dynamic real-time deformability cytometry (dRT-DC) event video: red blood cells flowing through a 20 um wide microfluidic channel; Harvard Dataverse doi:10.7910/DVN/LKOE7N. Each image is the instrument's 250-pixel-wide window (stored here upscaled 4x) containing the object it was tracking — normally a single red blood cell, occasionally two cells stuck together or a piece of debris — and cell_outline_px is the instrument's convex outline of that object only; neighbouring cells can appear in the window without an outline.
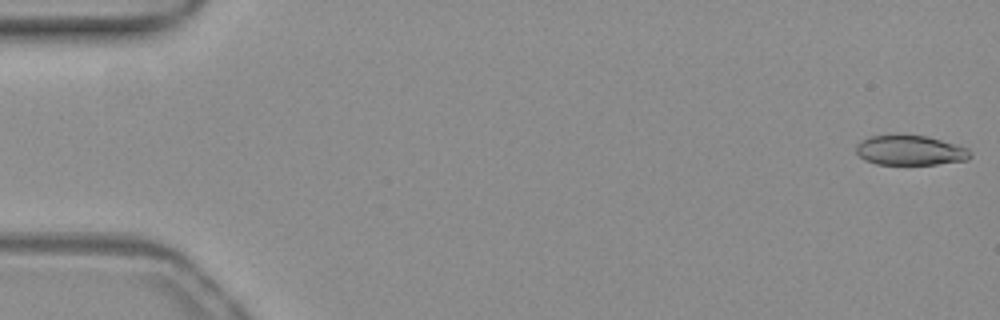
{"species": "common noctule bat (a hibernating species)", "species_latin": "Nyctalus noctula", "temperature_condition": "warm", "stored_images_in_passage": 53, "camera_frame_rate_fps": 3000, "um_per_image_px": 0.085, "animal": {"sex": "female", "body_mass_g": 19.3, "forearm_length_mm": 54.1}, "frame": {"image": 1, "passage_image": 1, "time_ms": 0.0, "image_size_px": [1000, 320], "cell_outline_px": [[972, 156], [968, 160], [936, 164], [876, 164], [864, 160], [856, 152], [856, 144], [860, 140], [868, 136], [928, 136], [968, 148], [972, 152]], "centroid_in_image_um": [77.37, 12.79], "position_along_channel_um": 7.6, "area_um2": 19.77}}
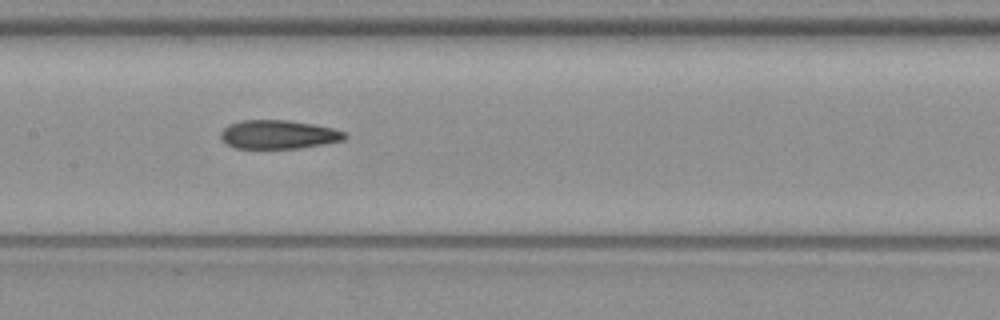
{"frame": {"image": 2, "passage_image": 26, "time_ms": 8.333, "image_size_px": [1000, 320], "cell_outline_px": [[348, 136], [344, 140], [324, 144], [300, 148], [236, 148], [228, 144], [220, 136], [220, 132], [228, 124], [240, 120], [288, 120], [312, 124], [332, 128], [344, 132]], "centroid_in_image_um": [23.67, 11.43], "position_along_channel_um": 183.7, "area_um2": 20.69}}
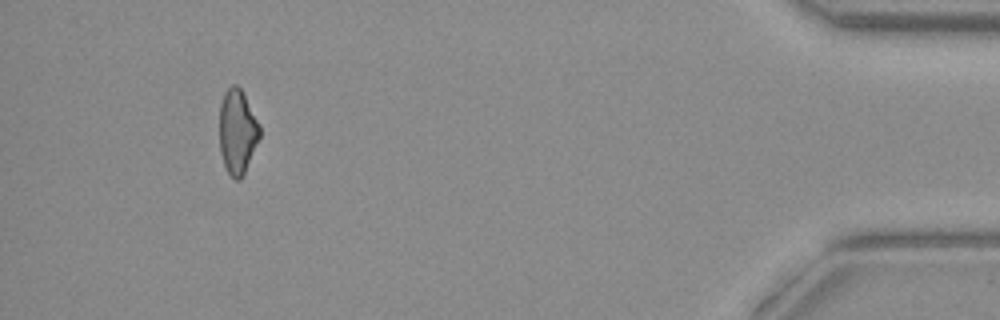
{"frame": {"image": 3, "passage_image": 49, "time_ms": 16.0, "image_size_px": [1000, 320], "cell_outline_px": [[260, 136], [244, 176], [240, 180], [236, 180], [228, 172], [224, 164], [220, 152], [220, 104], [224, 92], [232, 84], [236, 84], [240, 88], [260, 124]], "centroid_in_image_um": [20.18, 11.2], "position_along_channel_um": 415.0, "area_um2": 19.83}, "authors_computed_cell_mechanics": {"area_um2": 21.0392, "velocity_mm_per_s": 3.9263, "shape_relaxation_time_tau1_ms": null, "shape_relaxation_time_tau2_ms": 3.5795, "deformation_change_tau1": null, "deformation_change_tau2": 0.1148}}